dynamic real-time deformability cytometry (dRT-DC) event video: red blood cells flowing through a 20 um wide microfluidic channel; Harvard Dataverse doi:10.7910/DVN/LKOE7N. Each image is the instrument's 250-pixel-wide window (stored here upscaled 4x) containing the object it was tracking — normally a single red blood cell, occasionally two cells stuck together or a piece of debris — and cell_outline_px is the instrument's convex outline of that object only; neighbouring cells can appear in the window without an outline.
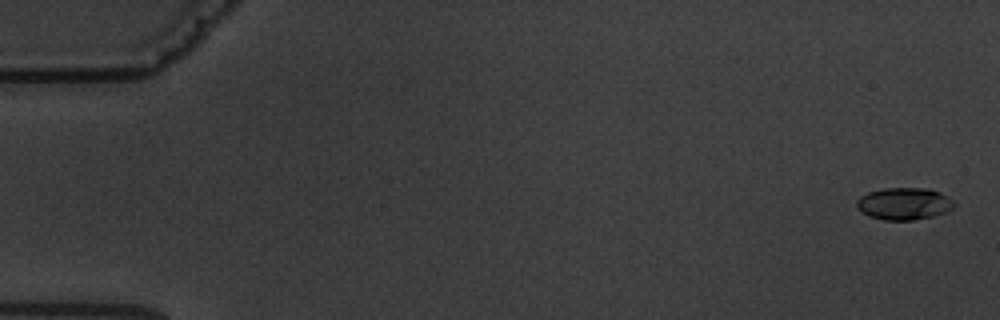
{"species": "common noctule bat (a hibernating species)", "species_latin": "Nyctalus noctula", "temperature_condition": "warm", "stored_images_in_passage": 5, "camera_frame_rate_fps": 3000, "um_per_image_px": 0.085, "animal": {"sex": "male", "body_mass_g": 19.5, "forearm_length_mm": 54.6}, "frame": {"image": 1, "passage_image": 1, "time_ms": 0.0, "image_size_px": [1000, 320], "cell_outline_px": [[956, 204], [948, 212], [932, 216], [912, 220], [884, 220], [868, 216], [860, 212], [856, 208], [856, 200], [860, 196], [868, 192], [884, 188], [924, 188], [940, 192], [952, 200]], "centroid_in_image_um": [76.81, 17.32], "position_along_channel_um": 8.2, "area_um2": 18.38}}
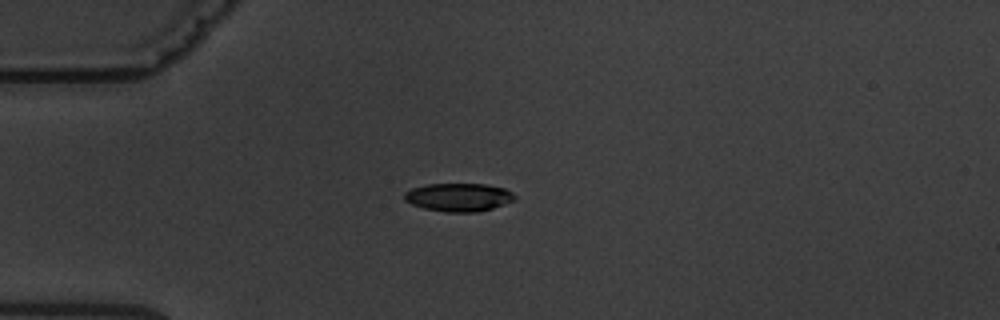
{"frame": {"image": 2, "passage_image": 5, "time_ms": 4.667, "image_size_px": [1000, 320], "cell_outline_px": [[516, 196], [512, 200], [504, 204], [492, 208], [476, 212], [444, 212], [424, 208], [412, 204], [404, 200], [404, 192], [412, 188], [428, 184], [484, 184], [504, 188], [512, 192]], "centroid_in_image_um": [38.96, 16.76], "position_along_channel_um": 46.0, "area_um2": 18.03}}